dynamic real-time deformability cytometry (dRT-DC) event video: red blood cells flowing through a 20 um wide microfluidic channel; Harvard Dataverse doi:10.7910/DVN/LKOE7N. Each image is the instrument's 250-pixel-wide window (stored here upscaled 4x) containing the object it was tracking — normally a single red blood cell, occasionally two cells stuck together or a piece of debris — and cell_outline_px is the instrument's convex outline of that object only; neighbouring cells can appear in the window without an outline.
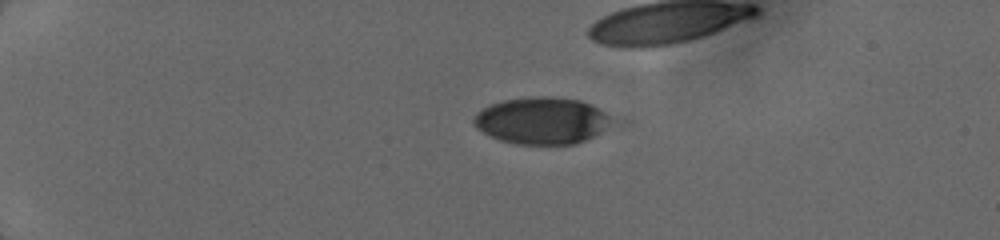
{"species": "human", "species_latin": "Homo sapiens", "temperature_condition": "cold", "stored_images_in_passage": 41, "camera_frame_rate_fps": 3000, "um_per_image_px": 0.085, "donor": {"sex": "female"}, "frame": {"image": 1, "passage_image": 1, "time_ms": 0.0, "image_size_px": [1000, 240], "cell_outline_px": [[608, 120], [600, 132], [576, 144], [520, 144], [500, 140], [484, 132], [472, 120], [476, 112], [492, 104], [504, 100], [532, 96], [548, 96], [580, 100], [604, 112], [608, 116]], "centroid_in_image_um": [45.99, 10.24], "position_along_channel_um": 39.0, "area_um2": 36.7}}
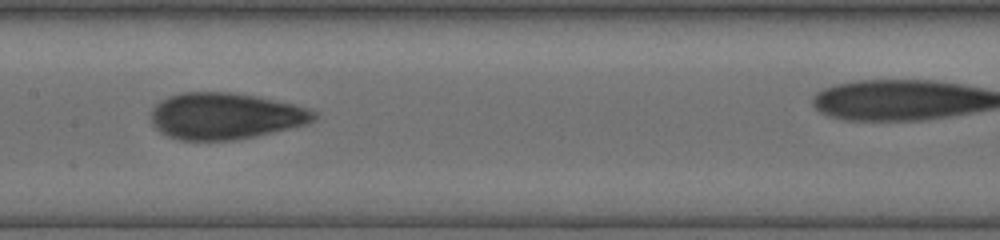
{"frame": {"image": 2, "passage_image": 22, "time_ms": 5.333, "image_size_px": [1000, 240], "cell_outline_px": [[320, 116], [308, 124], [236, 140], [180, 140], [168, 136], [160, 132], [152, 124], [152, 108], [160, 100], [168, 96], [180, 92], [232, 92], [256, 96], [292, 104], [308, 108], [316, 112]], "centroid_in_image_um": [19.14, 9.86], "position_along_channel_um": 188.3, "area_um2": 44.22}}
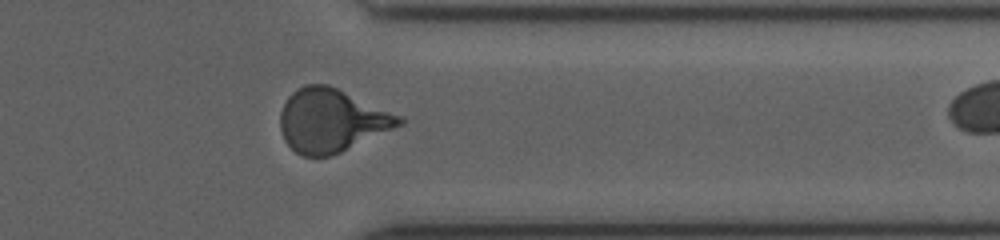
{"frame": {"image": 3, "passage_image": 40, "time_ms": 10.0, "image_size_px": [1000, 240], "cell_outline_px": [[404, 124], [332, 156], [304, 156], [296, 152], [284, 140], [280, 128], [280, 112], [288, 96], [296, 88], [304, 84], [328, 84], [404, 116]], "centroid_in_image_um": [28.2, 10.23], "position_along_channel_um": 383.2, "area_um2": 44.04}}